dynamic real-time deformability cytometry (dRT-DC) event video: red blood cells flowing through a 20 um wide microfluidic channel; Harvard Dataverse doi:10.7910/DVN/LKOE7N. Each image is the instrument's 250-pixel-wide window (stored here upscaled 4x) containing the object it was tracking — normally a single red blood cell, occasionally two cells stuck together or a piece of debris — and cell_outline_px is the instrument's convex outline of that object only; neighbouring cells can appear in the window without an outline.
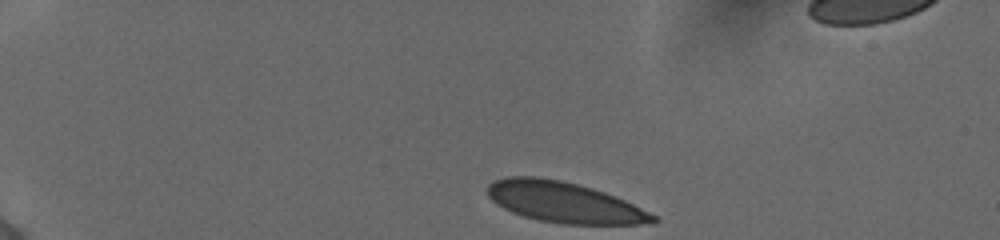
{"species": "human", "species_latin": "Homo sapiens", "temperature_condition": "cold", "stored_images_in_passage": 8, "camera_frame_rate_fps": 3000, "um_per_image_px": 0.085, "donor": {"sex": "female"}, "frame": {"image": 1, "passage_image": 1, "time_ms": 0.0, "image_size_px": [1000, 240], "cell_outline_px": [[656, 220], [636, 224], [560, 224], [540, 220], [524, 216], [512, 212], [496, 204], [488, 196], [488, 184], [492, 180], [508, 176], [536, 176], [560, 180], [592, 188], [604, 192], [624, 200], [656, 216]], "centroid_in_image_um": [47.87, 17.18], "position_along_channel_um": 37.1, "area_um2": 38.78}}
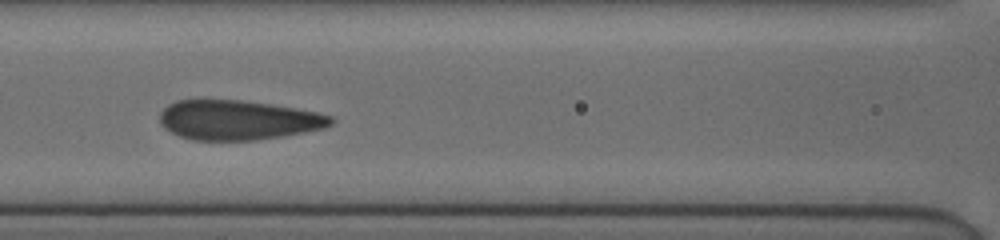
{"frame": {"image": 2, "passage_image": 6, "time_ms": 5.0, "image_size_px": [1000, 240], "cell_outline_px": [[336, 120], [332, 124], [324, 128], [284, 136], [256, 140], [192, 140], [180, 136], [164, 128], [160, 124], [160, 112], [168, 104], [176, 100], [240, 100], [268, 104], [316, 112], [332, 116]], "centroid_in_image_um": [20.22, 10.21], "position_along_channel_um": 146.4, "area_um2": 39.42}}
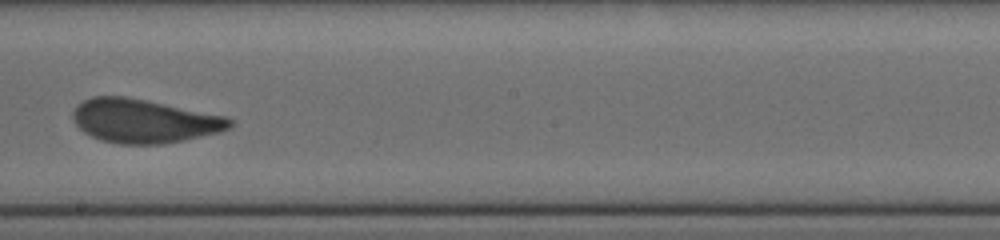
{"frame": {"image": 3, "passage_image": 8, "time_ms": 7.333, "image_size_px": [1000, 240], "cell_outline_px": [[236, 120], [232, 128], [220, 132], [184, 140], [164, 144], [120, 144], [100, 140], [84, 132], [72, 120], [72, 112], [76, 104], [92, 96], [124, 96], [228, 116]], "centroid_in_image_um": [12.27, 10.28], "position_along_channel_um": 235.9, "area_um2": 40.34}}